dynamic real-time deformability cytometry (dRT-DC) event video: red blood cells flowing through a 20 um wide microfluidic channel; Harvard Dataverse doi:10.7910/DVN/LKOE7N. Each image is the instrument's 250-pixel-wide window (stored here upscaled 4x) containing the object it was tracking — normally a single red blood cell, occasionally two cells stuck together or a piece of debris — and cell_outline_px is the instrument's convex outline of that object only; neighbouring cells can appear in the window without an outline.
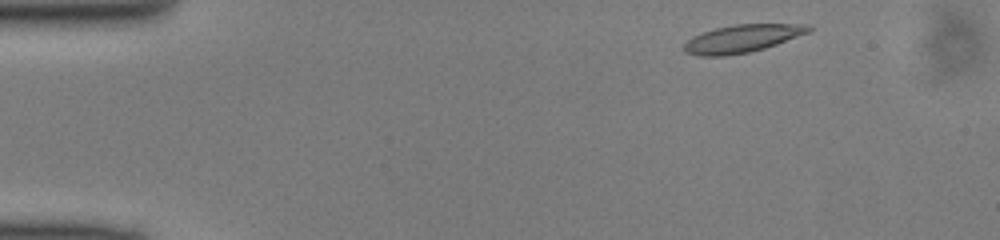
{"species": "common noctule bat (a hibernating species)", "species_latin": "Nyctalus noctula", "temperature_condition": "cold", "stored_images_in_passage": 45, "camera_frame_rate_fps": 3000, "um_per_image_px": 0.085, "animal": {"sex": "male", "body_mass_g": 13.0, "forearm_length_mm": 53.1}, "frame": {"image": 1, "passage_image": 2, "time_ms": 0.333, "image_size_px": [1000, 240], "cell_outline_px": [[812, 28], [808, 32], [776, 44], [764, 48], [748, 52], [724, 56], [700, 56], [684, 52], [684, 44], [692, 36], [716, 28], [736, 24], [812, 24]], "centroid_in_image_um": [63.07, 3.28], "position_along_channel_um": 21.9, "area_um2": 19.94}}
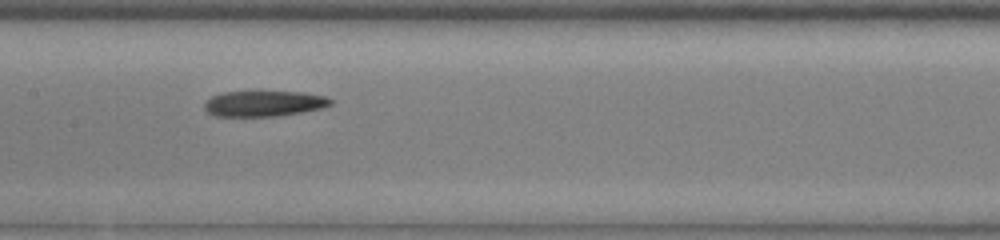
{"frame": {"image": 2, "passage_image": 20, "time_ms": 6.333, "image_size_px": [1000, 240], "cell_outline_px": [[332, 104], [320, 108], [300, 112], [276, 116], [216, 116], [208, 112], [204, 108], [204, 104], [212, 96], [220, 92], [304, 92], [328, 96], [332, 100]], "centroid_in_image_um": [22.45, 8.79], "position_along_channel_um": 185.0, "area_um2": 18.73}}
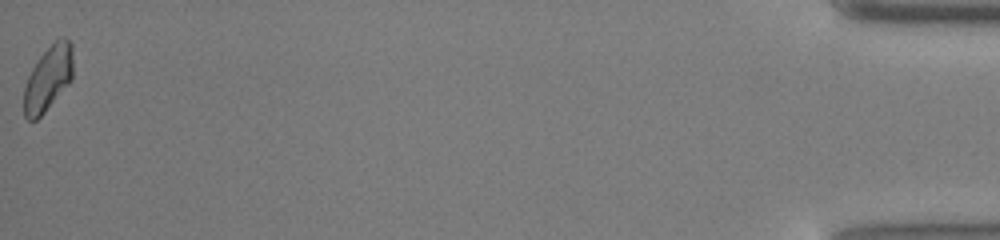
{"frame": {"image": 3, "passage_image": 45, "time_ms": 14.667, "image_size_px": [1000, 240], "cell_outline_px": [[72, 80], [44, 112], [36, 120], [28, 120], [24, 116], [24, 88], [28, 76], [32, 68], [40, 56], [60, 36], [64, 36], [72, 44]], "centroid_in_image_um": [4.09, 6.65], "position_along_channel_um": 431.1, "area_um2": 18.44}}